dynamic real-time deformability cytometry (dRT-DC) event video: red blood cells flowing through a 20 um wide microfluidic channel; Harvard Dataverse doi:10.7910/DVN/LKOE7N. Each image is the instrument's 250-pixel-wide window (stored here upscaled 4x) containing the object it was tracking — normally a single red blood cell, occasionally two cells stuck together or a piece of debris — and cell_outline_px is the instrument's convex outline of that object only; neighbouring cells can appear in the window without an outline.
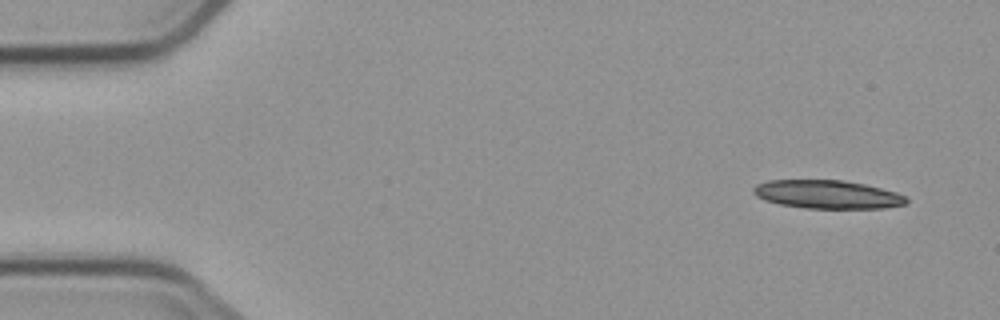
{"species": "common noctule bat (a hibernating species)", "species_latin": "Nyctalus noctula", "temperature_condition": "cold", "stored_images_in_passage": 7, "camera_frame_rate_fps": 3000, "um_per_image_px": 0.085, "animal": {"sex": "male", "body_mass_g": 23.1, "forearm_length_mm": 52.7}, "frame": {"image": 1, "passage_image": 1, "time_ms": 0.0, "image_size_px": [1000, 320], "cell_outline_px": [[908, 204], [884, 208], [804, 208], [780, 204], [764, 200], [756, 196], [752, 192], [752, 188], [756, 184], [768, 180], [844, 180], [864, 184], [896, 192], [904, 196], [908, 200]], "centroid_in_image_um": [70.3, 16.52], "position_along_channel_um": 14.7, "area_um2": 25.37}}
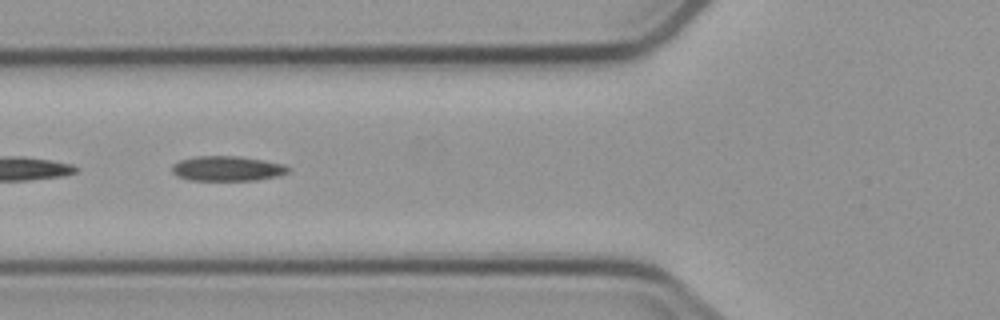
{"frame": {"image": 2, "passage_image": 6, "time_ms": 5.667, "image_size_px": [1000, 320], "cell_outline_px": [[292, 168], [288, 172], [276, 176], [256, 180], [188, 180], [176, 176], [172, 172], [172, 164], [180, 160], [196, 156], [240, 156], [264, 160], [284, 164]], "centroid_in_image_um": [19.31, 14.32], "position_along_channel_um": 106.5, "area_um2": 16.99}}
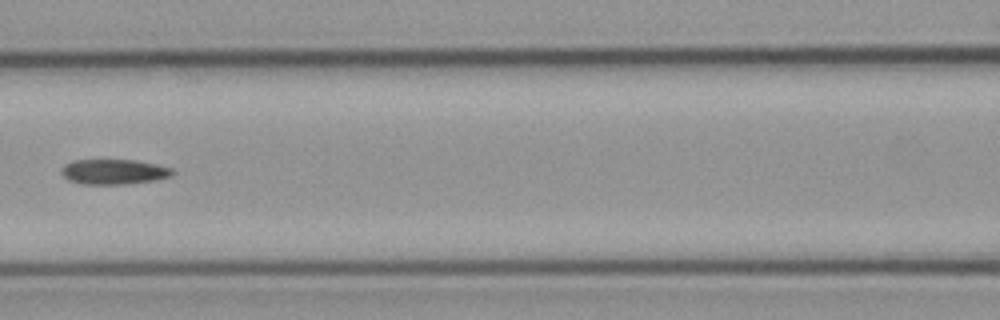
{"frame": {"image": 3, "passage_image": 7, "time_ms": 7.0, "image_size_px": [1000, 320], "cell_outline_px": [[176, 172], [172, 176], [156, 180], [124, 184], [80, 184], [68, 180], [60, 172], [60, 168], [64, 164], [72, 160], [136, 160], [156, 164], [172, 168]], "centroid_in_image_um": [9.67, 14.6], "position_along_channel_um": 156.9, "area_um2": 16.47}}